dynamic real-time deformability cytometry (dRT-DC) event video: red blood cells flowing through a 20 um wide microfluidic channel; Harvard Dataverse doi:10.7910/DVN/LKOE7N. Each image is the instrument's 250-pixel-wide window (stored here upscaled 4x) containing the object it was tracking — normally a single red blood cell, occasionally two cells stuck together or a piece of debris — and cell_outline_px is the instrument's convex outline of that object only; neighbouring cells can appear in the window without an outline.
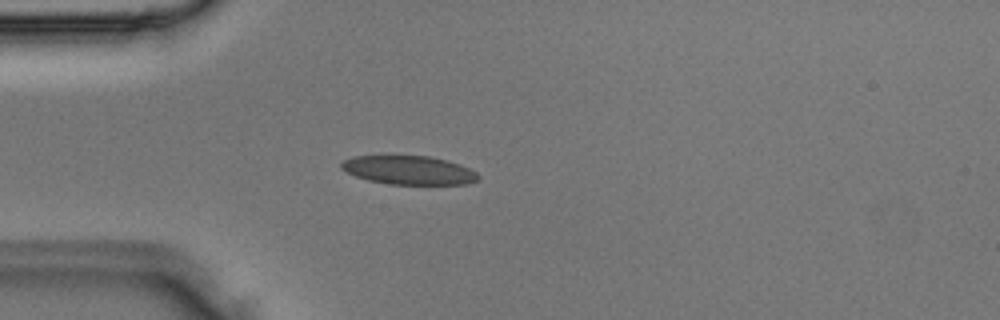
{"species": "Egyptian fruit bat (a non-hibernating species)", "species_latin": "Rousettus aegyptiacus", "temperature_condition": "room temperature", "stored_images_in_passage": 3, "camera_frame_rate_fps": 3000, "um_per_image_px": 0.085, "animal": {"sex": "male"}, "frame": {"image": 1, "passage_image": 3, "time_ms": 0.667, "image_size_px": [1000, 320], "cell_outline_px": [[480, 176], [476, 180], [468, 184], [388, 184], [368, 180], [356, 176], [340, 168], [340, 164], [344, 160], [352, 156], [428, 156], [448, 160], [460, 164], [476, 172]], "centroid_in_image_um": [34.75, 14.46], "position_along_channel_um": 50.2, "area_um2": 22.83}}